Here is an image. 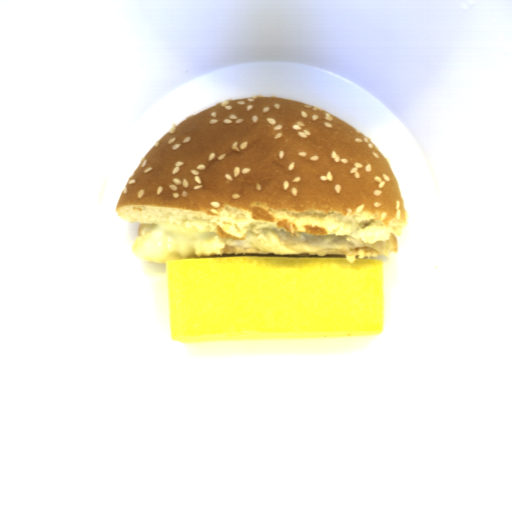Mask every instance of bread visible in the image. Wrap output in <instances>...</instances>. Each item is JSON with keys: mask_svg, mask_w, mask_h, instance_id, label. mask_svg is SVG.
I'll return each instance as SVG.
<instances>
[{"mask_svg": "<svg viewBox=\"0 0 512 512\" xmlns=\"http://www.w3.org/2000/svg\"><path fill=\"white\" fill-rule=\"evenodd\" d=\"M116 214L136 257L376 259L406 225L388 158L334 113L295 99L224 100L177 123L141 161Z\"/></svg>", "mask_w": 512, "mask_h": 512, "instance_id": "8d2b1439", "label": "bread"}]
</instances>
